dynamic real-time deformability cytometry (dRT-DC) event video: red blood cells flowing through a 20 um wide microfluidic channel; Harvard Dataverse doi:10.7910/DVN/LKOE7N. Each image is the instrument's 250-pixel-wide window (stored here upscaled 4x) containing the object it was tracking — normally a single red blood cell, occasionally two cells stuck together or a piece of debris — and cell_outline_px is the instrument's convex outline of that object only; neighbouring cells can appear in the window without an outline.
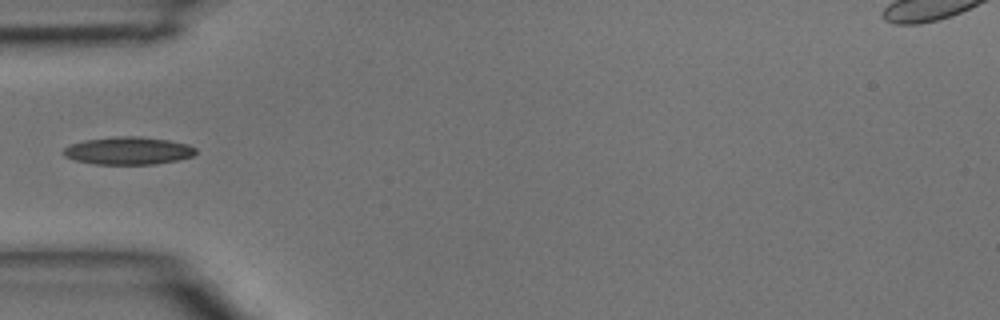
{"species": "common noctule bat (a hibernating species)", "species_latin": "Nyctalus noctula", "temperature_condition": "room temperature", "stored_images_in_passage": 4, "camera_frame_rate_fps": 3000, "um_per_image_px": 0.085, "animal": {"sex": "male", "body_mass_g": 15.6}, "frame": {"image": 1, "passage_image": 4, "time_ms": 1.0, "image_size_px": [1000, 320], "cell_outline_px": [[196, 152], [192, 156], [176, 160], [156, 164], [96, 164], [76, 160], [64, 156], [60, 152], [64, 148], [72, 144], [84, 140], [116, 136], [140, 136], [168, 140], [188, 144], [196, 148]], "centroid_in_image_um": [10.89, 12.8], "position_along_channel_um": 74.1, "area_um2": 21.33}}